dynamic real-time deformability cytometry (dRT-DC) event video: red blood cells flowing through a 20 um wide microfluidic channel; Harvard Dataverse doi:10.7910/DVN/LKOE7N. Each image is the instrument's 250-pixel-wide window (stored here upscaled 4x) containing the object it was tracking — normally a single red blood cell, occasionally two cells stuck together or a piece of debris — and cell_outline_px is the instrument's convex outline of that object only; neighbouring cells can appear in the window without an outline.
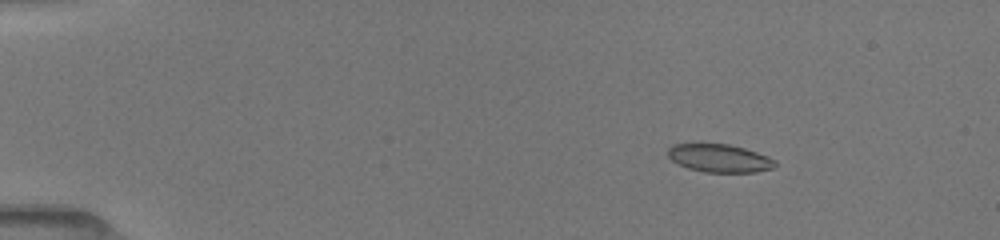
{"species": "common noctule bat (a hibernating species)", "species_latin": "Nyctalus noctula", "temperature_condition": "room temperature", "stored_images_in_passage": 60, "camera_frame_rate_fps": 3000, "um_per_image_px": 0.085, "animal": {"sex": "female", "body_mass_g": 19.5, "forearm_length_mm": 54.1}, "frame": {"image": 1, "passage_image": 4, "time_ms": 1.333, "image_size_px": [1000, 240], "cell_outline_px": [[776, 164], [772, 168], [756, 172], [704, 172], [688, 168], [672, 160], [668, 156], [668, 148], [672, 144], [700, 140], [728, 144], [744, 148], [768, 156], [776, 160]], "centroid_in_image_um": [61.09, 13.39], "position_along_channel_um": 23.9, "area_um2": 18.21}}
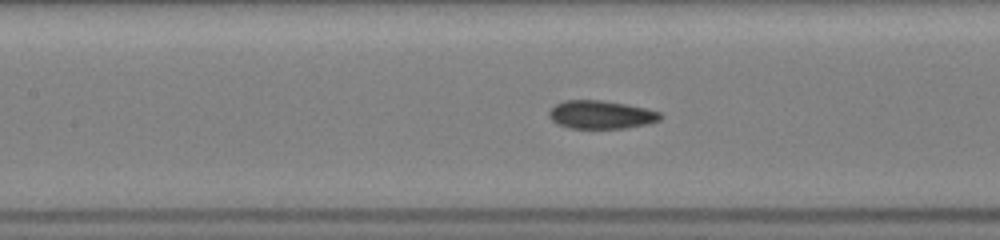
{"frame": {"image": 2, "passage_image": 28, "time_ms": 7.0, "image_size_px": [1000, 240], "cell_outline_px": [[664, 116], [660, 120], [648, 124], [628, 128], [568, 128], [556, 124], [548, 116], [548, 112], [556, 104], [564, 100], [604, 100], [628, 104], [660, 112]], "centroid_in_image_um": [51.1, 9.75], "position_along_channel_um": 156.3, "area_um2": 18.55}}
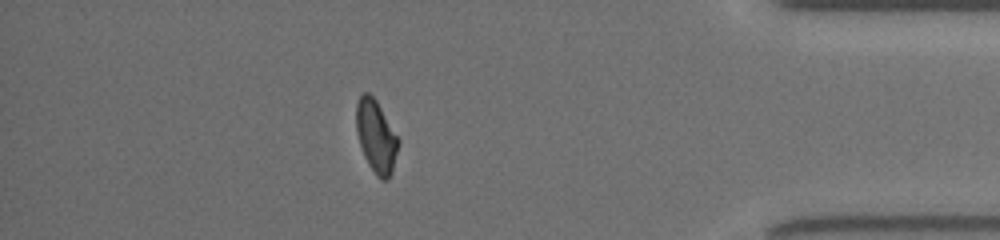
{"frame": {"image": 3, "passage_image": 51, "time_ms": 14.0, "image_size_px": [1000, 240], "cell_outline_px": [[400, 144], [392, 172], [388, 180], [380, 180], [376, 176], [368, 164], [364, 156], [356, 132], [356, 104], [360, 96], [364, 92], [368, 92], [376, 100], [400, 140]], "centroid_in_image_um": [31.98, 11.62], "position_along_channel_um": 403.2, "area_um2": 17.92}, "authors_computed_cell_mechanics": {"area_um2": 18.3804, "velocity_mm_per_s": 4.0246, "shape_relaxation_time_tau1_ms": 3.3116, "shape_relaxation_time_tau2_ms": 1.7727, "deformation_change_tau1": 0.1282, "deformation_change_tau2": 0.0661}}